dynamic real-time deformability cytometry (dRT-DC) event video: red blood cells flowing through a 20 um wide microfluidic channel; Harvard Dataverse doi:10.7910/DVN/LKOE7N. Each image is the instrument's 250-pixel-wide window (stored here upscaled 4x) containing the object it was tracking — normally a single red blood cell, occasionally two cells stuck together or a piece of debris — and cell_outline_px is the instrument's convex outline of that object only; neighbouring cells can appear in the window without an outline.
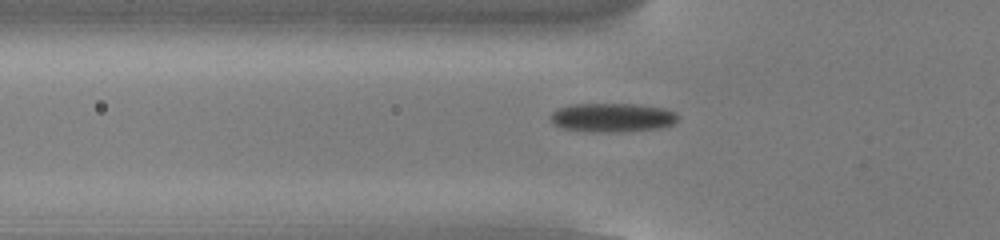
{"species": "common noctule bat (a hibernating species)", "species_latin": "Nyctalus noctula", "temperature_condition": "cold", "stored_images_in_passage": 38, "camera_frame_rate_fps": 3000, "um_per_image_px": 0.085, "animal": {"sex": "male", "body_mass_g": 13.0, "forearm_length_mm": 53.1}, "frame": {"image": 1, "passage_image": 2, "time_ms": 0.333, "image_size_px": [1000, 240], "cell_outline_px": [[680, 116], [672, 124], [660, 128], [620, 132], [592, 132], [564, 128], [552, 124], [548, 116], [556, 108], [568, 104], [640, 104], [664, 108], [676, 112]], "centroid_in_image_um": [52.01, 9.98], "position_along_channel_um": 73.8, "area_um2": 21.85}}
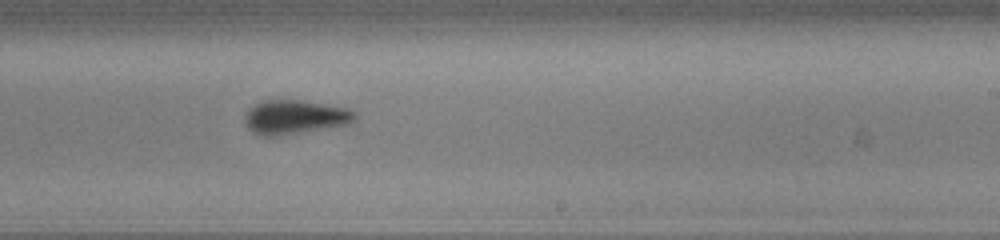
{"frame": {"image": 2, "passage_image": 17, "time_ms": 5.333, "image_size_px": [1000, 240], "cell_outline_px": [[356, 120], [352, 124], [272, 136], [264, 136], [252, 132], [244, 124], [244, 116], [248, 108], [264, 100], [300, 100], [348, 108], [356, 112]], "centroid_in_image_um": [25.06, 9.94], "position_along_channel_um": 263.9, "area_um2": 21.85}}
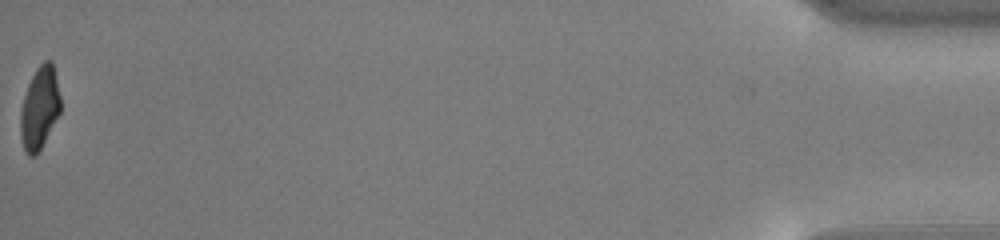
{"frame": {"image": 3, "passage_image": 38, "time_ms": 12.333, "image_size_px": [1000, 240], "cell_outline_px": [[60, 112], [36, 156], [28, 156], [24, 152], [20, 136], [20, 112], [24, 96], [28, 84], [36, 68], [44, 60], [52, 60], [60, 96]], "centroid_in_image_um": [3.34, 9.19], "position_along_channel_um": 431.9, "area_um2": 19.19}, "authors_computed_cell_mechanics": {"area_um2": 21.1837, "velocity_mm_per_s": 3.8047, "shape_relaxation_time_tau1_ms": 2.2201, "shape_relaxation_time_tau2_ms": 2.5737, "deformation_change_tau1": 0.1321, "deformation_change_tau2": 0.0968}}